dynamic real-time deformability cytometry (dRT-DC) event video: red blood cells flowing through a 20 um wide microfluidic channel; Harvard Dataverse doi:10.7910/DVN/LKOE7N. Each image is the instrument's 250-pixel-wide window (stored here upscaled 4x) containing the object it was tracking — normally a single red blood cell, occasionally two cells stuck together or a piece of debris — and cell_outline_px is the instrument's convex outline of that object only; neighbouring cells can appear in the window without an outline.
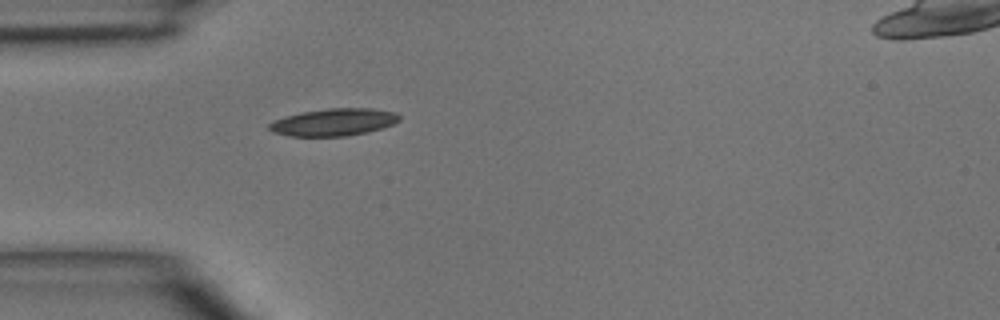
{"species": "common noctule bat (a hibernating species)", "species_latin": "Nyctalus noctula", "temperature_condition": "room temperature", "stored_images_in_passage": 5, "camera_frame_rate_fps": 3000, "um_per_image_px": 0.085, "animal": {"sex": "male", "body_mass_g": 15.6}, "frame": {"image": 1, "passage_image": 5, "time_ms": 5.333, "image_size_px": [1000, 320], "cell_outline_px": [[400, 120], [392, 124], [368, 132], [348, 136], [288, 136], [276, 132], [268, 128], [268, 124], [276, 120], [288, 116], [304, 112], [328, 108], [372, 108], [396, 112], [400, 116]], "centroid_in_image_um": [28.42, 10.38], "position_along_channel_um": 56.6, "area_um2": 20.46}}